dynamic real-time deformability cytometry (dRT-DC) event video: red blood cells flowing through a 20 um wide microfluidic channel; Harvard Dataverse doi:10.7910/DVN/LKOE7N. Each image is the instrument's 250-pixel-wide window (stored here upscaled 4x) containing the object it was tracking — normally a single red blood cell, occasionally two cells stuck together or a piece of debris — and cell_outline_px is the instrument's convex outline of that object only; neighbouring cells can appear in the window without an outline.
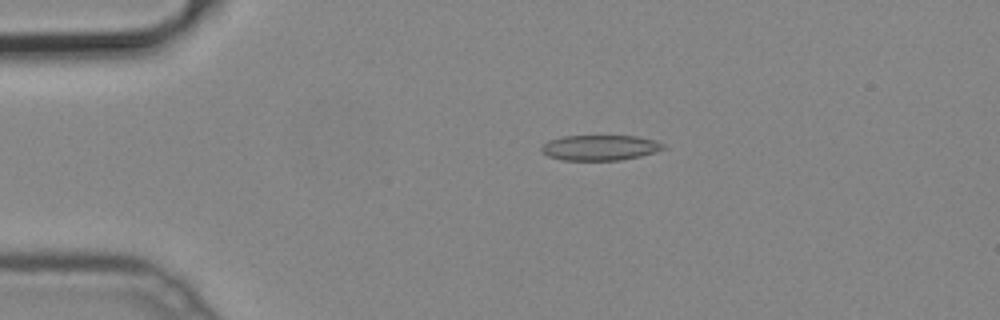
{"species": "common noctule bat (a hibernating species)", "species_latin": "Nyctalus noctula", "temperature_condition": "cold", "stored_images_in_passage": 50, "camera_frame_rate_fps": 3000, "um_per_image_px": 0.085, "animal": {"sex": "male", "body_mass_g": 19.2, "forearm_length_mm": 51.8}, "frame": {"image": 1, "passage_image": 10, "time_ms": 3.0, "image_size_px": [1000, 320], "cell_outline_px": [[668, 148], [656, 152], [640, 156], [620, 160], [560, 160], [548, 156], [540, 152], [540, 148], [548, 140], [564, 136], [636, 136], [656, 140], [664, 144]], "centroid_in_image_um": [51.01, 12.55], "position_along_channel_um": 34.0, "area_um2": 18.21}}
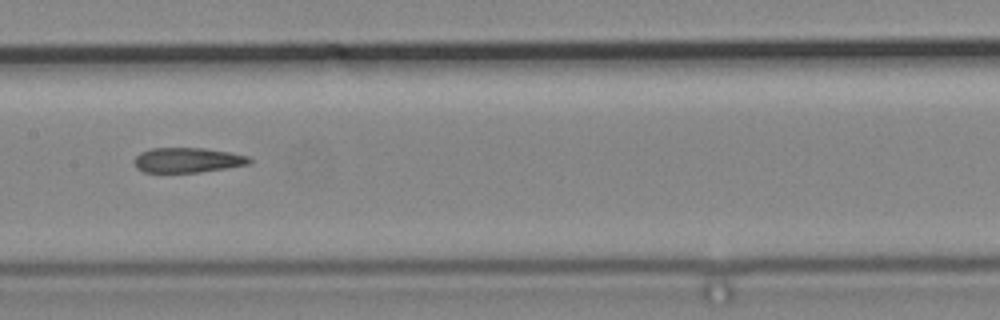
{"frame": {"image": 2, "passage_image": 25, "time_ms": 8.0, "image_size_px": [1000, 320], "cell_outline_px": [[252, 160], [248, 164], [228, 168], [200, 172], [144, 172], [136, 168], [136, 156], [140, 152], [152, 148], [204, 148], [228, 152], [248, 156]], "centroid_in_image_um": [15.95, 13.61], "position_along_channel_um": 191.4, "area_um2": 16.59}}
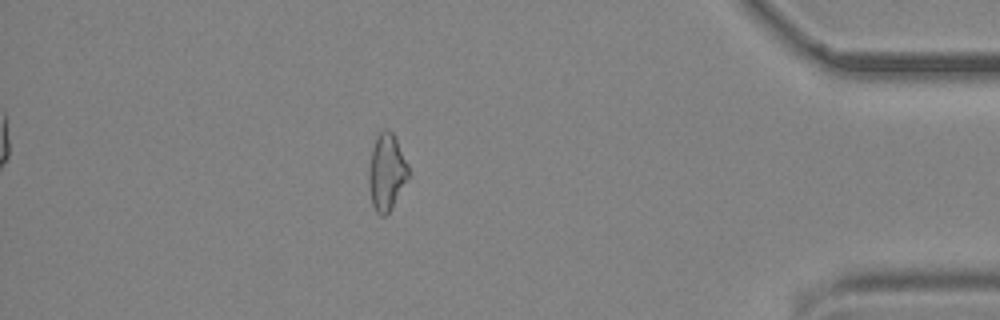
{"frame": {"image": 3, "passage_image": 44, "time_ms": 14.333, "image_size_px": [1000, 320], "cell_outline_px": [[412, 176], [392, 208], [384, 216], [380, 216], [376, 212], [372, 204], [368, 180], [368, 168], [372, 148], [376, 136], [384, 128], [388, 128], [392, 132], [408, 164]], "centroid_in_image_um": [32.89, 14.65], "position_along_channel_um": 402.3, "area_um2": 18.21}}